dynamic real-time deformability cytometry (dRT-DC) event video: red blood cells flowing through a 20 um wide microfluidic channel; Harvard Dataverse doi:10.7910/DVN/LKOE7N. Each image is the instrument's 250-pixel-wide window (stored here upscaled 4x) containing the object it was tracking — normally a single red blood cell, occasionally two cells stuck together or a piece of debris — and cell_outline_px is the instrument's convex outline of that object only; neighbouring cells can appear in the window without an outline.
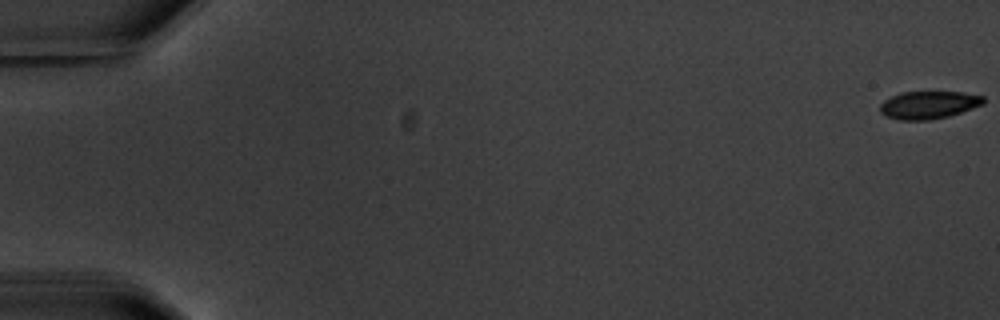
{"species": "common noctule bat (a hibernating species)", "species_latin": "Nyctalus noctula", "temperature_condition": "warm", "stored_images_in_passage": 5, "camera_frame_rate_fps": 3000, "um_per_image_px": 0.085, "animal": {"sex": "male", "body_mass_g": 20.1, "forearm_length_mm": 53.5}, "frame": {"image": 1, "passage_image": 1, "time_ms": 0.0, "image_size_px": [1000, 320], "cell_outline_px": [[984, 104], [948, 116], [928, 120], [900, 120], [888, 116], [880, 112], [880, 104], [884, 100], [900, 92], [964, 92], [984, 96]], "centroid_in_image_um": [78.93, 8.91], "position_along_channel_um": 6.1, "area_um2": 16.59}}
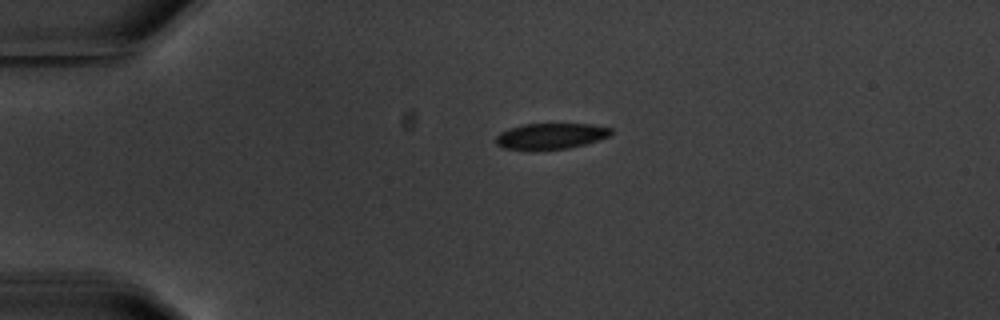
{"frame": {"image": 2, "passage_image": 4, "time_ms": 4.667, "image_size_px": [1000, 320], "cell_outline_px": [[612, 132], [608, 136], [584, 144], [568, 148], [504, 148], [496, 144], [496, 136], [500, 132], [524, 124], [588, 124], [612, 128]], "centroid_in_image_um": [46.82, 11.54], "position_along_channel_um": 38.2, "area_um2": 16.65}}